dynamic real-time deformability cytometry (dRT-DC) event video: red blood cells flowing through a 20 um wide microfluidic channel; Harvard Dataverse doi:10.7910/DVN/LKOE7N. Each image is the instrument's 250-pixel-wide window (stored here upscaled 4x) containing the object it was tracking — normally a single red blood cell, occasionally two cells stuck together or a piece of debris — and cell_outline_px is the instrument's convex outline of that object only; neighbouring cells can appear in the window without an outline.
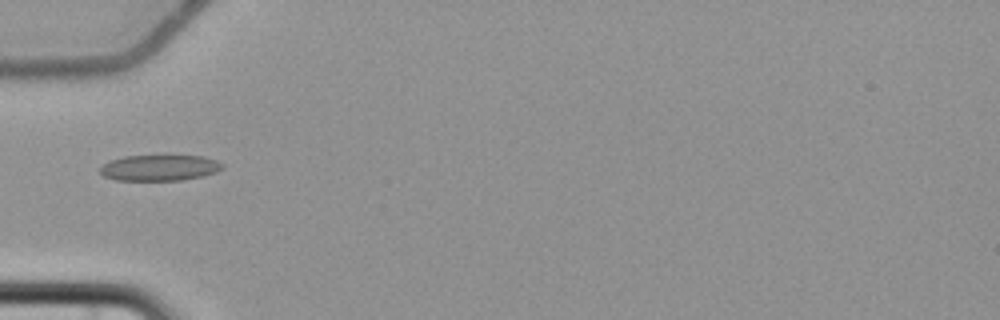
{"species": "common noctule bat (a hibernating species)", "species_latin": "Nyctalus noctula", "temperature_condition": "cold", "stored_images_in_passage": 3, "camera_frame_rate_fps": 3000, "um_per_image_px": 0.085, "animal": {"sex": "female", "body_mass_g": 22.7, "forearm_length_mm": 54.2}, "frame": {"image": 1, "passage_image": 1, "time_ms": 0.0, "image_size_px": [1000, 320], "cell_outline_px": [[224, 168], [216, 172], [200, 176], [180, 180], [116, 180], [104, 176], [100, 172], [100, 168], [104, 164], [112, 160], [124, 156], [200, 156], [216, 160], [224, 164]], "centroid_in_image_um": [13.57, 14.26], "position_along_channel_um": 71.4, "area_um2": 18.21}}
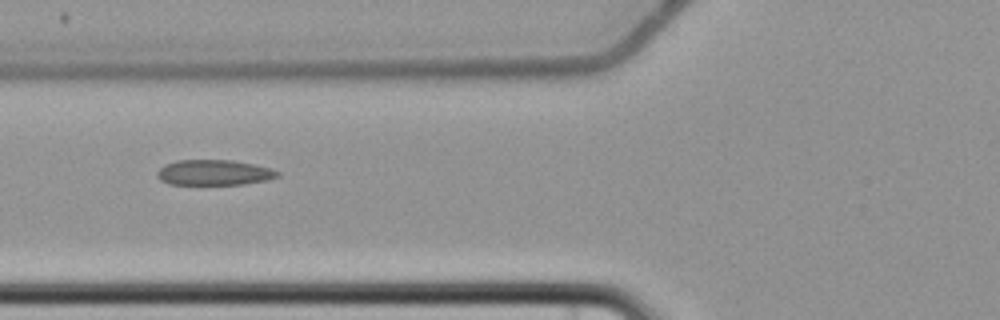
{"frame": {"image": 2, "passage_image": 2, "time_ms": 1.0, "image_size_px": [1000, 320], "cell_outline_px": [[280, 176], [268, 180], [244, 184], [168, 184], [160, 180], [156, 176], [156, 172], [164, 164], [176, 160], [232, 160], [272, 168], [280, 172]], "centroid_in_image_um": [18.19, 14.66], "position_along_channel_um": 107.6, "area_um2": 17.98}}
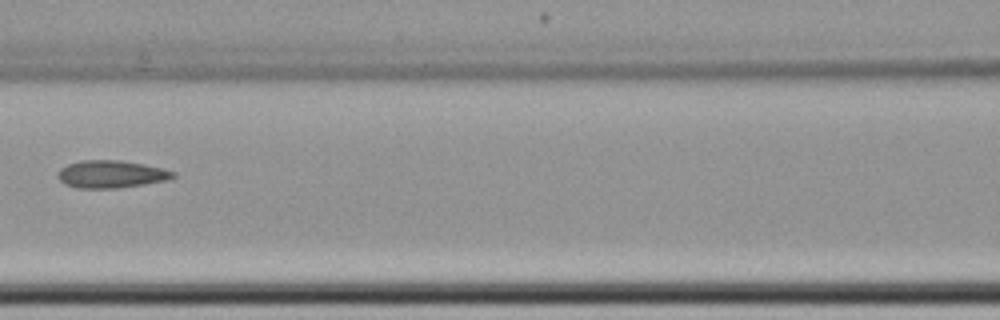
{"frame": {"image": 3, "passage_image": 3, "time_ms": 2.333, "image_size_px": [1000, 320], "cell_outline_px": [[176, 176], [172, 180], [116, 188], [76, 188], [64, 184], [56, 176], [60, 168], [68, 164], [80, 160], [120, 160], [144, 164], [164, 168], [176, 172]], "centroid_in_image_um": [9.48, 14.8], "position_along_channel_um": 157.1, "area_um2": 18.79}}